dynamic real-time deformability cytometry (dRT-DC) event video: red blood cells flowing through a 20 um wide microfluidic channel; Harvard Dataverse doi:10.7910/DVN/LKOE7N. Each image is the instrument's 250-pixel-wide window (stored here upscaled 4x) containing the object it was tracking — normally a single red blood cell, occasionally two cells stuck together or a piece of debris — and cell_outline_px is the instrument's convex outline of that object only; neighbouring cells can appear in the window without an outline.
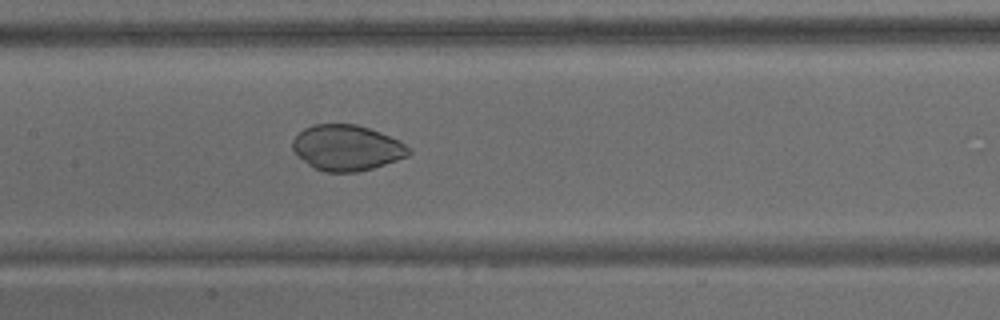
{"species": "common noctule bat (a hibernating species)", "species_latin": "Nyctalus noctula", "temperature_condition": "warm", "stored_images_in_passage": 65, "camera_frame_rate_fps": 3000, "um_per_image_px": 0.085, "animal": {"sex": "male", "body_mass_g": 15.6}, "frame": {"image": 1, "passage_image": 31, "time_ms": 10.0, "image_size_px": [1000, 320], "cell_outline_px": [[412, 152], [408, 156], [372, 168], [356, 172], [324, 172], [308, 164], [296, 156], [292, 148], [292, 140], [304, 128], [312, 124], [356, 124], [380, 132], [400, 140], [412, 148]], "centroid_in_image_um": [29.48, 12.56], "position_along_channel_um": 177.9, "area_um2": 31.04}}
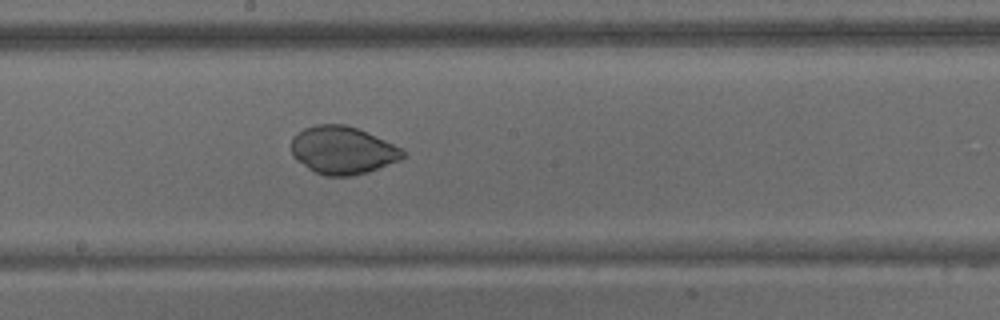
{"frame": {"image": 2, "passage_image": 35, "time_ms": 11.333, "image_size_px": [1000, 320], "cell_outline_px": [[408, 156], [400, 160], [368, 172], [352, 176], [324, 176], [308, 168], [296, 160], [292, 156], [292, 136], [296, 132], [304, 128], [316, 124], [344, 124], [356, 128], [384, 140], [400, 148]], "centroid_in_image_um": [29.09, 12.77], "position_along_channel_um": 219.1, "area_um2": 31.04}}
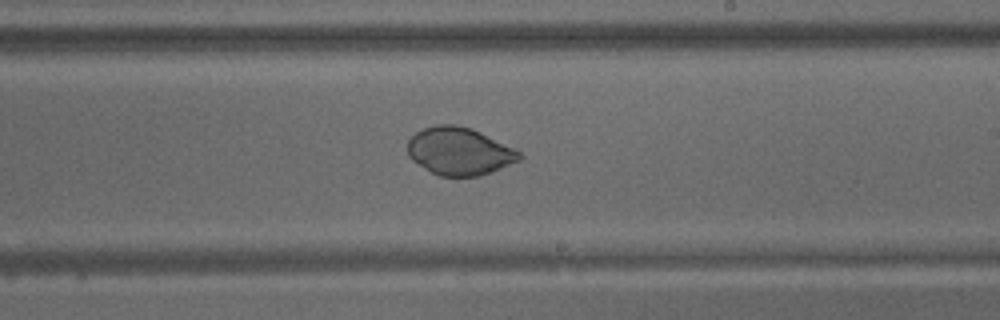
{"frame": {"image": 3, "passage_image": 38, "time_ms": 12.333, "image_size_px": [1000, 320], "cell_outline_px": [[524, 156], [520, 160], [480, 176], [440, 176], [432, 172], [412, 160], [408, 156], [408, 140], [416, 132], [424, 128], [436, 124], [456, 124], [472, 128], [520, 152]], "centroid_in_image_um": [39.03, 12.85], "position_along_channel_um": 250.0, "area_um2": 30.81}}